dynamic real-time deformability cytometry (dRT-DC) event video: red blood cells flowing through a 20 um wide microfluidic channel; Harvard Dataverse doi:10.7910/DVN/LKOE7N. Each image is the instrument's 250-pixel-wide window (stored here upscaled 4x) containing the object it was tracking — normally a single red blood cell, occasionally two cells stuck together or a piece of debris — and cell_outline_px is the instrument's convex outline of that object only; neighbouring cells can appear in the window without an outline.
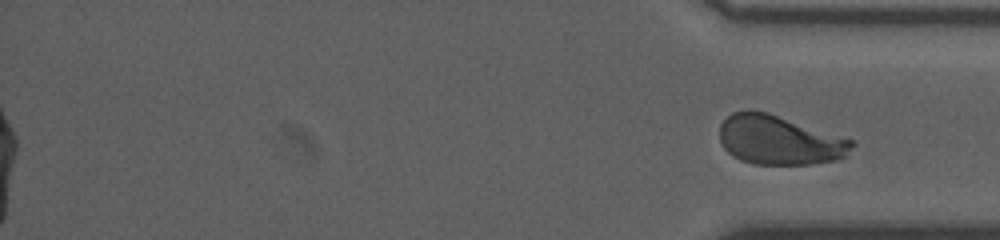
{"species": "human", "species_latin": "Homo sapiens", "temperature_condition": "room temperature", "stored_images_in_passage": 48, "segment_of_instrument_passage": [2, 2], "camera_frame_rate_fps": 3000, "um_per_image_px": 0.085, "donor": {"sex": "male"}, "frame": {"image": 1, "passage_image": 48, "time_ms": 15.667, "image_size_px": [1000, 240], "cell_outline_px": [[856, 144], [848, 156], [836, 160], [812, 164], [752, 164], [740, 160], [732, 156], [724, 148], [720, 140], [720, 124], [732, 112], [748, 108], [752, 108], [768, 112], [856, 140]], "centroid_in_image_um": [66.28, 11.89], "position_along_channel_um": 368.9, "area_um2": 38.78}}